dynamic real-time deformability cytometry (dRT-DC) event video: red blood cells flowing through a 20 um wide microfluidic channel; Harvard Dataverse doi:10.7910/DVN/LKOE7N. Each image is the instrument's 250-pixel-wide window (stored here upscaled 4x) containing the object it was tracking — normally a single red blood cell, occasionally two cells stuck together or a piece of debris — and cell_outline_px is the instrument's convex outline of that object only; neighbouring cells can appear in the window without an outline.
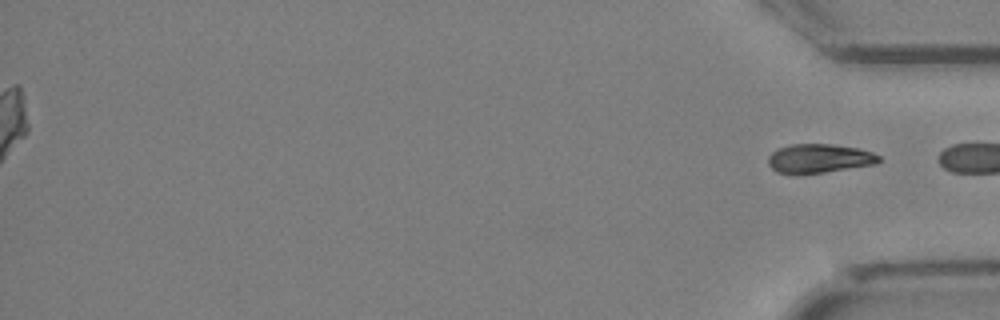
{"species": "Egyptian fruit bat (a non-hibernating species)", "species_latin": "Rousettus aegyptiacus", "temperature_condition": "cold", "stored_images_in_passage": 26, "segment_of_instrument_passage": [2, 2], "camera_frame_rate_fps": 3000, "um_per_image_px": 0.085, "animal": {"sex": "female"}, "frame": {"image": 1, "passage_image": 26, "time_ms": 8.333, "image_size_px": [1000, 320], "cell_outline_px": [[880, 160], [876, 164], [824, 172], [776, 172], [768, 164], [768, 156], [776, 148], [792, 144], [832, 144], [856, 148], [872, 152], [880, 156]], "centroid_in_image_um": [69.63, 13.44], "position_along_channel_um": 365.6, "area_um2": 18.32}}